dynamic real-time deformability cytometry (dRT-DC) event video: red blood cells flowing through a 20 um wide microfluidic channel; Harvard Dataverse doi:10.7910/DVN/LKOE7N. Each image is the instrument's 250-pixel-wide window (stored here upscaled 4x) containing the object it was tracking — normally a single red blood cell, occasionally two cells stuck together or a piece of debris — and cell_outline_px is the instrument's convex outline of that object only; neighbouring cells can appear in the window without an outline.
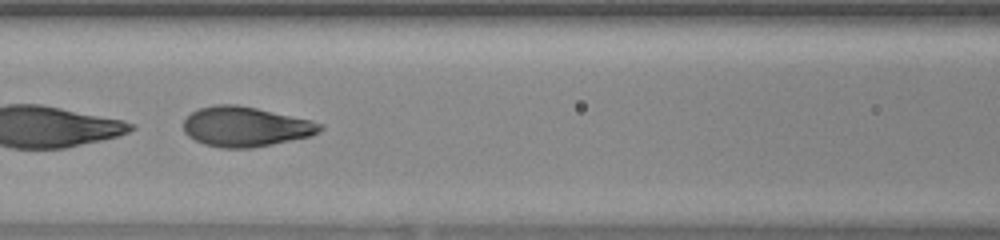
{"species": "human", "species_latin": "Homo sapiens", "temperature_condition": "warm", "stored_images_in_passage": 44, "segment_of_instrument_passage": [2, 2], "camera_frame_rate_fps": 3000, "um_per_image_px": 0.085, "donor": {"sex": "female"}, "frame": {"image": 1, "passage_image": 20, "time_ms": 6.333, "image_size_px": [1000, 240], "cell_outline_px": [[324, 128], [320, 132], [312, 136], [252, 148], [220, 148], [204, 144], [188, 136], [184, 132], [184, 120], [192, 112], [200, 108], [216, 104], [236, 104], [256, 108], [312, 120], [324, 124]], "centroid_in_image_um": [20.9, 10.77], "position_along_channel_um": 145.7, "area_um2": 31.85}}
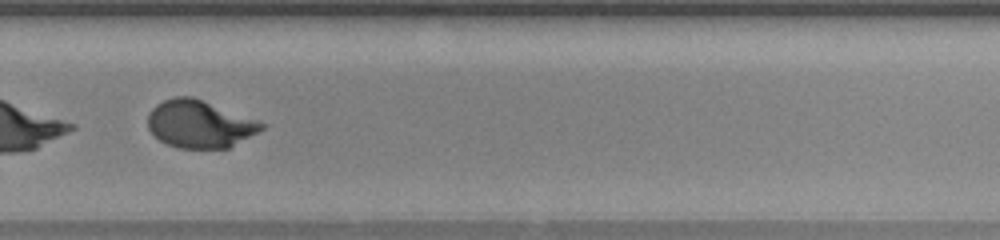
{"frame": {"image": 2, "passage_image": 31, "time_ms": 10.0, "image_size_px": [1000, 240], "cell_outline_px": [[268, 124], [264, 128], [228, 148], [180, 148], [168, 144], [160, 140], [148, 128], [148, 112], [156, 104], [164, 100], [176, 96], [192, 96], [260, 120]], "centroid_in_image_um": [16.99, 10.52], "position_along_channel_um": 312.8, "area_um2": 31.5}}